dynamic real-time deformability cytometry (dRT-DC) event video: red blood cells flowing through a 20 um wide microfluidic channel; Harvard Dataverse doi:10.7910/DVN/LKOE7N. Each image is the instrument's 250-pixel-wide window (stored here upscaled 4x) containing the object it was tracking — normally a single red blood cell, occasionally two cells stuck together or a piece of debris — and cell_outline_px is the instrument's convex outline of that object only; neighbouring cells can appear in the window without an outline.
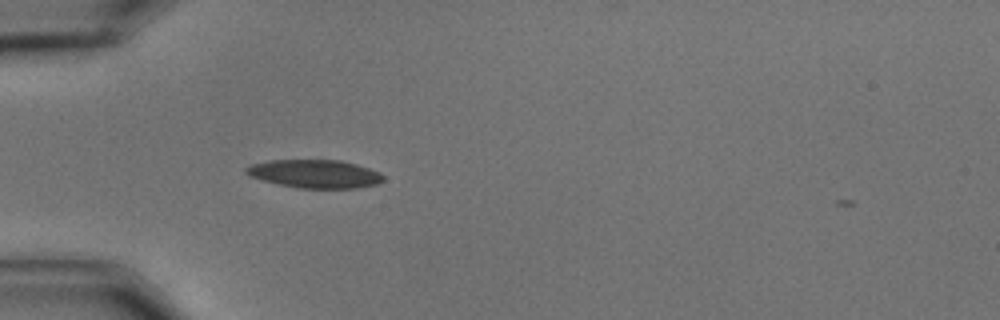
{"species": "common noctule bat (a hibernating species)", "species_latin": "Nyctalus noctula", "temperature_condition": "cold", "stored_images_in_passage": 2, "camera_frame_rate_fps": 3000, "um_per_image_px": 0.085, "animal": {"sex": "male", "body_mass_g": 15.6}, "frame": {"image": 1, "passage_image": 1, "time_ms": 0.0, "image_size_px": [1000, 320], "cell_outline_px": [[384, 180], [380, 184], [356, 188], [300, 188], [280, 184], [248, 176], [244, 172], [244, 168], [252, 164], [268, 160], [340, 160], [356, 164], [380, 172], [384, 176]], "centroid_in_image_um": [26.78, 14.77], "position_along_channel_um": 58.2, "area_um2": 22.66}}